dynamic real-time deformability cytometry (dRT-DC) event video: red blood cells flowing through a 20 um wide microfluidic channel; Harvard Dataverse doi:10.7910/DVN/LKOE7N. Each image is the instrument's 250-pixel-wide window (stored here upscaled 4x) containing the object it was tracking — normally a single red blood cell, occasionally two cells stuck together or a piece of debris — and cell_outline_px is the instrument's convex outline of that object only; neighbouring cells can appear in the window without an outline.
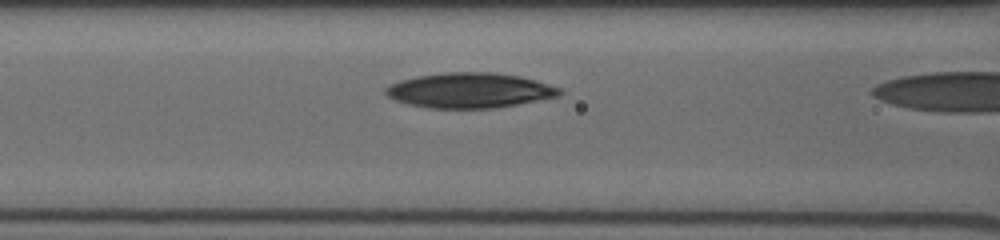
{"species": "human", "species_latin": "Homo sapiens", "temperature_condition": "cold", "stored_images_in_passage": 11, "camera_frame_rate_fps": 3000, "um_per_image_px": 0.085, "donor": {"sex": "male"}, "frame": {"image": 1, "passage_image": 10, "time_ms": 3.0, "image_size_px": [1000, 240], "cell_outline_px": [[564, 92], [560, 96], [516, 104], [492, 108], [432, 108], [408, 104], [396, 100], [388, 96], [384, 92], [384, 88], [388, 84], [400, 80], [416, 76], [444, 72], [492, 72], [520, 76], [536, 80], [560, 88]], "centroid_in_image_um": [39.9, 7.67], "position_along_channel_um": 126.7, "area_um2": 35.6}}